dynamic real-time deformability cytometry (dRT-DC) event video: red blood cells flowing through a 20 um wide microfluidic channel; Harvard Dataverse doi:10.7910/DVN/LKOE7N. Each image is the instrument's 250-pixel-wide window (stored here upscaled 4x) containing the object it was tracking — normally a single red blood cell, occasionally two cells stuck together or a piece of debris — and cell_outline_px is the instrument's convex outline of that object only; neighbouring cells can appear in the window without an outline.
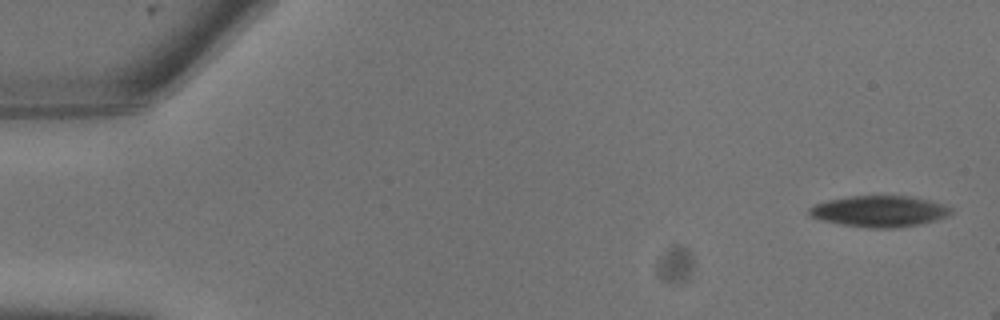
{"species": "common noctule bat (a hibernating species)", "species_latin": "Nyctalus noctula", "temperature_condition": "warm", "stored_images_in_passage": 5, "camera_frame_rate_fps": 3000, "um_per_image_px": 0.085, "animal": {"sex": "male", "body_mass_g": 13.3}, "frame": {"image": 1, "passage_image": 1, "time_ms": 0.0, "image_size_px": [1000, 320], "cell_outline_px": [[952, 212], [944, 216], [932, 220], [916, 224], [892, 228], [868, 228], [840, 224], [820, 220], [808, 216], [808, 208], [816, 204], [828, 200], [848, 196], [908, 196], [928, 200], [952, 208]], "centroid_in_image_um": [74.64, 17.95], "position_along_channel_um": 10.4, "area_um2": 25.37}}